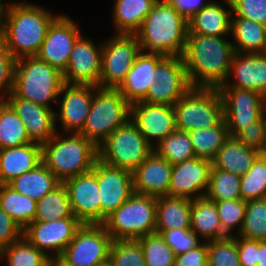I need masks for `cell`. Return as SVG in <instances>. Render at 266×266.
<instances>
[{
    "label": "cell",
    "instance_id": "6da1fadb",
    "mask_svg": "<svg viewBox=\"0 0 266 266\" xmlns=\"http://www.w3.org/2000/svg\"><path fill=\"white\" fill-rule=\"evenodd\" d=\"M225 37L187 34L182 58L191 87L223 85L234 53L232 42Z\"/></svg>",
    "mask_w": 266,
    "mask_h": 266
},
{
    "label": "cell",
    "instance_id": "7a4b0ae2",
    "mask_svg": "<svg viewBox=\"0 0 266 266\" xmlns=\"http://www.w3.org/2000/svg\"><path fill=\"white\" fill-rule=\"evenodd\" d=\"M7 4L3 37L12 57L36 56L50 25L60 14L26 1Z\"/></svg>",
    "mask_w": 266,
    "mask_h": 266
},
{
    "label": "cell",
    "instance_id": "3957f363",
    "mask_svg": "<svg viewBox=\"0 0 266 266\" xmlns=\"http://www.w3.org/2000/svg\"><path fill=\"white\" fill-rule=\"evenodd\" d=\"M188 21L166 0H157L135 33L141 50L164 56H182Z\"/></svg>",
    "mask_w": 266,
    "mask_h": 266
},
{
    "label": "cell",
    "instance_id": "277c9868",
    "mask_svg": "<svg viewBox=\"0 0 266 266\" xmlns=\"http://www.w3.org/2000/svg\"><path fill=\"white\" fill-rule=\"evenodd\" d=\"M64 135L57 131L41 144L42 163L61 183L91 171L98 159V147L92 141L79 133Z\"/></svg>",
    "mask_w": 266,
    "mask_h": 266
},
{
    "label": "cell",
    "instance_id": "5b68a950",
    "mask_svg": "<svg viewBox=\"0 0 266 266\" xmlns=\"http://www.w3.org/2000/svg\"><path fill=\"white\" fill-rule=\"evenodd\" d=\"M64 83L63 73L37 56L15 60L12 92L18 98L52 109Z\"/></svg>",
    "mask_w": 266,
    "mask_h": 266
},
{
    "label": "cell",
    "instance_id": "8992f818",
    "mask_svg": "<svg viewBox=\"0 0 266 266\" xmlns=\"http://www.w3.org/2000/svg\"><path fill=\"white\" fill-rule=\"evenodd\" d=\"M130 106L117 88L95 86L91 108L79 134L98 147L111 133L130 120Z\"/></svg>",
    "mask_w": 266,
    "mask_h": 266
},
{
    "label": "cell",
    "instance_id": "52a82bcc",
    "mask_svg": "<svg viewBox=\"0 0 266 266\" xmlns=\"http://www.w3.org/2000/svg\"><path fill=\"white\" fill-rule=\"evenodd\" d=\"M157 197L134 193L103 223L112 240H137L156 233Z\"/></svg>",
    "mask_w": 266,
    "mask_h": 266
},
{
    "label": "cell",
    "instance_id": "ba28073f",
    "mask_svg": "<svg viewBox=\"0 0 266 266\" xmlns=\"http://www.w3.org/2000/svg\"><path fill=\"white\" fill-rule=\"evenodd\" d=\"M173 108L176 128L181 131L215 127L224 119L218 88L191 87Z\"/></svg>",
    "mask_w": 266,
    "mask_h": 266
},
{
    "label": "cell",
    "instance_id": "9c48e42d",
    "mask_svg": "<svg viewBox=\"0 0 266 266\" xmlns=\"http://www.w3.org/2000/svg\"><path fill=\"white\" fill-rule=\"evenodd\" d=\"M153 151L154 148L129 120L98 146V159L133 172Z\"/></svg>",
    "mask_w": 266,
    "mask_h": 266
},
{
    "label": "cell",
    "instance_id": "30bf717a",
    "mask_svg": "<svg viewBox=\"0 0 266 266\" xmlns=\"http://www.w3.org/2000/svg\"><path fill=\"white\" fill-rule=\"evenodd\" d=\"M141 51L135 34L115 33L112 38L103 41L98 87L118 88Z\"/></svg>",
    "mask_w": 266,
    "mask_h": 266
},
{
    "label": "cell",
    "instance_id": "8fae6325",
    "mask_svg": "<svg viewBox=\"0 0 266 266\" xmlns=\"http://www.w3.org/2000/svg\"><path fill=\"white\" fill-rule=\"evenodd\" d=\"M111 242L103 224H82L59 258L69 266H97L109 261Z\"/></svg>",
    "mask_w": 266,
    "mask_h": 266
},
{
    "label": "cell",
    "instance_id": "7c38bea8",
    "mask_svg": "<svg viewBox=\"0 0 266 266\" xmlns=\"http://www.w3.org/2000/svg\"><path fill=\"white\" fill-rule=\"evenodd\" d=\"M223 101L224 120L230 136L265 114L266 97L258 91L236 87H219Z\"/></svg>",
    "mask_w": 266,
    "mask_h": 266
},
{
    "label": "cell",
    "instance_id": "4fadbf2b",
    "mask_svg": "<svg viewBox=\"0 0 266 266\" xmlns=\"http://www.w3.org/2000/svg\"><path fill=\"white\" fill-rule=\"evenodd\" d=\"M155 81L142 101L174 105L191 88L182 56H166L156 66Z\"/></svg>",
    "mask_w": 266,
    "mask_h": 266
},
{
    "label": "cell",
    "instance_id": "5bb4252c",
    "mask_svg": "<svg viewBox=\"0 0 266 266\" xmlns=\"http://www.w3.org/2000/svg\"><path fill=\"white\" fill-rule=\"evenodd\" d=\"M81 226L76 217L34 221L23 230V236L49 258H55L61 255Z\"/></svg>",
    "mask_w": 266,
    "mask_h": 266
},
{
    "label": "cell",
    "instance_id": "9a60e30c",
    "mask_svg": "<svg viewBox=\"0 0 266 266\" xmlns=\"http://www.w3.org/2000/svg\"><path fill=\"white\" fill-rule=\"evenodd\" d=\"M81 36L77 22L66 14H60L50 25L36 56L63 73L75 42Z\"/></svg>",
    "mask_w": 266,
    "mask_h": 266
},
{
    "label": "cell",
    "instance_id": "2e32d148",
    "mask_svg": "<svg viewBox=\"0 0 266 266\" xmlns=\"http://www.w3.org/2000/svg\"><path fill=\"white\" fill-rule=\"evenodd\" d=\"M96 178L101 204V224L135 192L132 172L96 160Z\"/></svg>",
    "mask_w": 266,
    "mask_h": 266
},
{
    "label": "cell",
    "instance_id": "e0dca14e",
    "mask_svg": "<svg viewBox=\"0 0 266 266\" xmlns=\"http://www.w3.org/2000/svg\"><path fill=\"white\" fill-rule=\"evenodd\" d=\"M73 215L82 224H101V204L96 178V162L87 173L63 182Z\"/></svg>",
    "mask_w": 266,
    "mask_h": 266
},
{
    "label": "cell",
    "instance_id": "ac0fdd59",
    "mask_svg": "<svg viewBox=\"0 0 266 266\" xmlns=\"http://www.w3.org/2000/svg\"><path fill=\"white\" fill-rule=\"evenodd\" d=\"M94 92V85L63 84L57 102L60 108L55 112V120L59 119L63 133H79L83 129Z\"/></svg>",
    "mask_w": 266,
    "mask_h": 266
},
{
    "label": "cell",
    "instance_id": "d6986e66",
    "mask_svg": "<svg viewBox=\"0 0 266 266\" xmlns=\"http://www.w3.org/2000/svg\"><path fill=\"white\" fill-rule=\"evenodd\" d=\"M130 120L153 148L177 129L173 105L133 103Z\"/></svg>",
    "mask_w": 266,
    "mask_h": 266
},
{
    "label": "cell",
    "instance_id": "ffe728a7",
    "mask_svg": "<svg viewBox=\"0 0 266 266\" xmlns=\"http://www.w3.org/2000/svg\"><path fill=\"white\" fill-rule=\"evenodd\" d=\"M101 60L102 43L97 46L91 38L81 36L75 42L67 68L63 72L64 82L98 86Z\"/></svg>",
    "mask_w": 266,
    "mask_h": 266
},
{
    "label": "cell",
    "instance_id": "44dd1931",
    "mask_svg": "<svg viewBox=\"0 0 266 266\" xmlns=\"http://www.w3.org/2000/svg\"><path fill=\"white\" fill-rule=\"evenodd\" d=\"M212 161L194 157L173 165L168 195L197 199L206 195Z\"/></svg>",
    "mask_w": 266,
    "mask_h": 266
},
{
    "label": "cell",
    "instance_id": "7402d4cb",
    "mask_svg": "<svg viewBox=\"0 0 266 266\" xmlns=\"http://www.w3.org/2000/svg\"><path fill=\"white\" fill-rule=\"evenodd\" d=\"M26 126L33 142L43 144L58 131L54 108H46L32 101L18 98L13 92L5 100ZM57 127V128H56Z\"/></svg>",
    "mask_w": 266,
    "mask_h": 266
},
{
    "label": "cell",
    "instance_id": "603a6c76",
    "mask_svg": "<svg viewBox=\"0 0 266 266\" xmlns=\"http://www.w3.org/2000/svg\"><path fill=\"white\" fill-rule=\"evenodd\" d=\"M230 76H233L234 81L230 80ZM220 87L258 91L266 97V53L243 54L234 52L227 79Z\"/></svg>",
    "mask_w": 266,
    "mask_h": 266
},
{
    "label": "cell",
    "instance_id": "cb8c5ba5",
    "mask_svg": "<svg viewBox=\"0 0 266 266\" xmlns=\"http://www.w3.org/2000/svg\"><path fill=\"white\" fill-rule=\"evenodd\" d=\"M173 165L153 151L133 172L134 192L150 196L168 195Z\"/></svg>",
    "mask_w": 266,
    "mask_h": 266
},
{
    "label": "cell",
    "instance_id": "d4e9b609",
    "mask_svg": "<svg viewBox=\"0 0 266 266\" xmlns=\"http://www.w3.org/2000/svg\"><path fill=\"white\" fill-rule=\"evenodd\" d=\"M165 57L143 51L137 56L125 80L117 88L130 104L142 101L147 96L148 89L156 82V66Z\"/></svg>",
    "mask_w": 266,
    "mask_h": 266
},
{
    "label": "cell",
    "instance_id": "484cf974",
    "mask_svg": "<svg viewBox=\"0 0 266 266\" xmlns=\"http://www.w3.org/2000/svg\"><path fill=\"white\" fill-rule=\"evenodd\" d=\"M224 1L229 7L217 1H211L188 20V34L204 36L231 35L232 6L230 1Z\"/></svg>",
    "mask_w": 266,
    "mask_h": 266
},
{
    "label": "cell",
    "instance_id": "4316f807",
    "mask_svg": "<svg viewBox=\"0 0 266 266\" xmlns=\"http://www.w3.org/2000/svg\"><path fill=\"white\" fill-rule=\"evenodd\" d=\"M41 163L42 148L39 143L0 149V185L8 184Z\"/></svg>",
    "mask_w": 266,
    "mask_h": 266
},
{
    "label": "cell",
    "instance_id": "83f0119b",
    "mask_svg": "<svg viewBox=\"0 0 266 266\" xmlns=\"http://www.w3.org/2000/svg\"><path fill=\"white\" fill-rule=\"evenodd\" d=\"M259 155L258 150L247 147L236 137L230 136L213 158L212 167L241 177L246 174Z\"/></svg>",
    "mask_w": 266,
    "mask_h": 266
},
{
    "label": "cell",
    "instance_id": "f1b7e54d",
    "mask_svg": "<svg viewBox=\"0 0 266 266\" xmlns=\"http://www.w3.org/2000/svg\"><path fill=\"white\" fill-rule=\"evenodd\" d=\"M190 229L205 242L228 237L222 231L215 202L206 196L191 200Z\"/></svg>",
    "mask_w": 266,
    "mask_h": 266
},
{
    "label": "cell",
    "instance_id": "f546056e",
    "mask_svg": "<svg viewBox=\"0 0 266 266\" xmlns=\"http://www.w3.org/2000/svg\"><path fill=\"white\" fill-rule=\"evenodd\" d=\"M191 199L184 197H157L156 233L170 229H190Z\"/></svg>",
    "mask_w": 266,
    "mask_h": 266
},
{
    "label": "cell",
    "instance_id": "4dcf8cb0",
    "mask_svg": "<svg viewBox=\"0 0 266 266\" xmlns=\"http://www.w3.org/2000/svg\"><path fill=\"white\" fill-rule=\"evenodd\" d=\"M231 36L234 38V52L266 53V25L243 17H232Z\"/></svg>",
    "mask_w": 266,
    "mask_h": 266
},
{
    "label": "cell",
    "instance_id": "1f68e13d",
    "mask_svg": "<svg viewBox=\"0 0 266 266\" xmlns=\"http://www.w3.org/2000/svg\"><path fill=\"white\" fill-rule=\"evenodd\" d=\"M157 0H114L112 8L116 34H135Z\"/></svg>",
    "mask_w": 266,
    "mask_h": 266
},
{
    "label": "cell",
    "instance_id": "d6a6232c",
    "mask_svg": "<svg viewBox=\"0 0 266 266\" xmlns=\"http://www.w3.org/2000/svg\"><path fill=\"white\" fill-rule=\"evenodd\" d=\"M60 184L61 182L57 177L43 163L8 183L18 193L28 196L35 201H39Z\"/></svg>",
    "mask_w": 266,
    "mask_h": 266
},
{
    "label": "cell",
    "instance_id": "836d02e7",
    "mask_svg": "<svg viewBox=\"0 0 266 266\" xmlns=\"http://www.w3.org/2000/svg\"><path fill=\"white\" fill-rule=\"evenodd\" d=\"M37 201L24 196L8 184L0 185V206L24 230L34 222Z\"/></svg>",
    "mask_w": 266,
    "mask_h": 266
},
{
    "label": "cell",
    "instance_id": "e575fe53",
    "mask_svg": "<svg viewBox=\"0 0 266 266\" xmlns=\"http://www.w3.org/2000/svg\"><path fill=\"white\" fill-rule=\"evenodd\" d=\"M195 157L212 161L219 149L230 137L226 121L217 126L189 131Z\"/></svg>",
    "mask_w": 266,
    "mask_h": 266
},
{
    "label": "cell",
    "instance_id": "d590c367",
    "mask_svg": "<svg viewBox=\"0 0 266 266\" xmlns=\"http://www.w3.org/2000/svg\"><path fill=\"white\" fill-rule=\"evenodd\" d=\"M33 141L22 119L6 102H0V149L19 147Z\"/></svg>",
    "mask_w": 266,
    "mask_h": 266
},
{
    "label": "cell",
    "instance_id": "8d00e7d4",
    "mask_svg": "<svg viewBox=\"0 0 266 266\" xmlns=\"http://www.w3.org/2000/svg\"><path fill=\"white\" fill-rule=\"evenodd\" d=\"M68 217L75 216L63 183L37 201L34 221L47 222Z\"/></svg>",
    "mask_w": 266,
    "mask_h": 266
},
{
    "label": "cell",
    "instance_id": "74e56055",
    "mask_svg": "<svg viewBox=\"0 0 266 266\" xmlns=\"http://www.w3.org/2000/svg\"><path fill=\"white\" fill-rule=\"evenodd\" d=\"M6 266H48L50 258L24 236L0 251Z\"/></svg>",
    "mask_w": 266,
    "mask_h": 266
},
{
    "label": "cell",
    "instance_id": "f35d334b",
    "mask_svg": "<svg viewBox=\"0 0 266 266\" xmlns=\"http://www.w3.org/2000/svg\"><path fill=\"white\" fill-rule=\"evenodd\" d=\"M154 151L171 165L181 163L195 157L192 141L187 131L176 129L162 139Z\"/></svg>",
    "mask_w": 266,
    "mask_h": 266
},
{
    "label": "cell",
    "instance_id": "ab89813d",
    "mask_svg": "<svg viewBox=\"0 0 266 266\" xmlns=\"http://www.w3.org/2000/svg\"><path fill=\"white\" fill-rule=\"evenodd\" d=\"M241 177L218 168H211L206 197L213 201L241 199Z\"/></svg>",
    "mask_w": 266,
    "mask_h": 266
},
{
    "label": "cell",
    "instance_id": "60d3db41",
    "mask_svg": "<svg viewBox=\"0 0 266 266\" xmlns=\"http://www.w3.org/2000/svg\"><path fill=\"white\" fill-rule=\"evenodd\" d=\"M237 236L266 241V198L246 201L244 221Z\"/></svg>",
    "mask_w": 266,
    "mask_h": 266
},
{
    "label": "cell",
    "instance_id": "b9f144b4",
    "mask_svg": "<svg viewBox=\"0 0 266 266\" xmlns=\"http://www.w3.org/2000/svg\"><path fill=\"white\" fill-rule=\"evenodd\" d=\"M243 201L266 198V159L259 155L240 180Z\"/></svg>",
    "mask_w": 266,
    "mask_h": 266
},
{
    "label": "cell",
    "instance_id": "7bdbcfd3",
    "mask_svg": "<svg viewBox=\"0 0 266 266\" xmlns=\"http://www.w3.org/2000/svg\"><path fill=\"white\" fill-rule=\"evenodd\" d=\"M143 249L146 266H174L175 253L158 233L137 239Z\"/></svg>",
    "mask_w": 266,
    "mask_h": 266
},
{
    "label": "cell",
    "instance_id": "ee69618b",
    "mask_svg": "<svg viewBox=\"0 0 266 266\" xmlns=\"http://www.w3.org/2000/svg\"><path fill=\"white\" fill-rule=\"evenodd\" d=\"M112 266H146L142 246L138 240H112L109 250Z\"/></svg>",
    "mask_w": 266,
    "mask_h": 266
},
{
    "label": "cell",
    "instance_id": "f6af8a7d",
    "mask_svg": "<svg viewBox=\"0 0 266 266\" xmlns=\"http://www.w3.org/2000/svg\"><path fill=\"white\" fill-rule=\"evenodd\" d=\"M218 210L222 231L228 236H235L232 231L236 228L239 234L246 212V201L242 199L214 201Z\"/></svg>",
    "mask_w": 266,
    "mask_h": 266
},
{
    "label": "cell",
    "instance_id": "bcb514c9",
    "mask_svg": "<svg viewBox=\"0 0 266 266\" xmlns=\"http://www.w3.org/2000/svg\"><path fill=\"white\" fill-rule=\"evenodd\" d=\"M208 266H241L236 235L208 241Z\"/></svg>",
    "mask_w": 266,
    "mask_h": 266
},
{
    "label": "cell",
    "instance_id": "7dc6e473",
    "mask_svg": "<svg viewBox=\"0 0 266 266\" xmlns=\"http://www.w3.org/2000/svg\"><path fill=\"white\" fill-rule=\"evenodd\" d=\"M15 59L12 57L5 38L0 37V102L5 101L13 90Z\"/></svg>",
    "mask_w": 266,
    "mask_h": 266
},
{
    "label": "cell",
    "instance_id": "c3c4849f",
    "mask_svg": "<svg viewBox=\"0 0 266 266\" xmlns=\"http://www.w3.org/2000/svg\"><path fill=\"white\" fill-rule=\"evenodd\" d=\"M160 235L172 248L175 256L192 250L201 244L199 238L191 229L163 230Z\"/></svg>",
    "mask_w": 266,
    "mask_h": 266
},
{
    "label": "cell",
    "instance_id": "681fc988",
    "mask_svg": "<svg viewBox=\"0 0 266 266\" xmlns=\"http://www.w3.org/2000/svg\"><path fill=\"white\" fill-rule=\"evenodd\" d=\"M232 17H243L266 25V0H231Z\"/></svg>",
    "mask_w": 266,
    "mask_h": 266
},
{
    "label": "cell",
    "instance_id": "f907efd6",
    "mask_svg": "<svg viewBox=\"0 0 266 266\" xmlns=\"http://www.w3.org/2000/svg\"><path fill=\"white\" fill-rule=\"evenodd\" d=\"M243 145L259 152L263 149L266 137V115L244 127L235 136Z\"/></svg>",
    "mask_w": 266,
    "mask_h": 266
},
{
    "label": "cell",
    "instance_id": "816d5d0a",
    "mask_svg": "<svg viewBox=\"0 0 266 266\" xmlns=\"http://www.w3.org/2000/svg\"><path fill=\"white\" fill-rule=\"evenodd\" d=\"M23 236L21 227L0 206V251Z\"/></svg>",
    "mask_w": 266,
    "mask_h": 266
},
{
    "label": "cell",
    "instance_id": "f5cc1de1",
    "mask_svg": "<svg viewBox=\"0 0 266 266\" xmlns=\"http://www.w3.org/2000/svg\"><path fill=\"white\" fill-rule=\"evenodd\" d=\"M174 266H208V243L203 241L196 248L175 256Z\"/></svg>",
    "mask_w": 266,
    "mask_h": 266
},
{
    "label": "cell",
    "instance_id": "db71d44e",
    "mask_svg": "<svg viewBox=\"0 0 266 266\" xmlns=\"http://www.w3.org/2000/svg\"><path fill=\"white\" fill-rule=\"evenodd\" d=\"M237 249L241 266H257L258 241L236 236Z\"/></svg>",
    "mask_w": 266,
    "mask_h": 266
},
{
    "label": "cell",
    "instance_id": "11a10c76",
    "mask_svg": "<svg viewBox=\"0 0 266 266\" xmlns=\"http://www.w3.org/2000/svg\"><path fill=\"white\" fill-rule=\"evenodd\" d=\"M187 21L213 0H166Z\"/></svg>",
    "mask_w": 266,
    "mask_h": 266
},
{
    "label": "cell",
    "instance_id": "9f6ffc18",
    "mask_svg": "<svg viewBox=\"0 0 266 266\" xmlns=\"http://www.w3.org/2000/svg\"><path fill=\"white\" fill-rule=\"evenodd\" d=\"M257 266H266V241H258Z\"/></svg>",
    "mask_w": 266,
    "mask_h": 266
},
{
    "label": "cell",
    "instance_id": "6f0895ef",
    "mask_svg": "<svg viewBox=\"0 0 266 266\" xmlns=\"http://www.w3.org/2000/svg\"><path fill=\"white\" fill-rule=\"evenodd\" d=\"M8 4L0 0V37L4 35L5 14Z\"/></svg>",
    "mask_w": 266,
    "mask_h": 266
},
{
    "label": "cell",
    "instance_id": "680465c9",
    "mask_svg": "<svg viewBox=\"0 0 266 266\" xmlns=\"http://www.w3.org/2000/svg\"><path fill=\"white\" fill-rule=\"evenodd\" d=\"M48 266H69L65 262H63L59 257L50 258Z\"/></svg>",
    "mask_w": 266,
    "mask_h": 266
},
{
    "label": "cell",
    "instance_id": "91938a15",
    "mask_svg": "<svg viewBox=\"0 0 266 266\" xmlns=\"http://www.w3.org/2000/svg\"><path fill=\"white\" fill-rule=\"evenodd\" d=\"M265 115H266V106H265ZM260 155L266 159V137L263 149L260 151Z\"/></svg>",
    "mask_w": 266,
    "mask_h": 266
},
{
    "label": "cell",
    "instance_id": "94428289",
    "mask_svg": "<svg viewBox=\"0 0 266 266\" xmlns=\"http://www.w3.org/2000/svg\"><path fill=\"white\" fill-rule=\"evenodd\" d=\"M97 266H112L110 261L104 262L103 264L97 265Z\"/></svg>",
    "mask_w": 266,
    "mask_h": 266
}]
</instances>
